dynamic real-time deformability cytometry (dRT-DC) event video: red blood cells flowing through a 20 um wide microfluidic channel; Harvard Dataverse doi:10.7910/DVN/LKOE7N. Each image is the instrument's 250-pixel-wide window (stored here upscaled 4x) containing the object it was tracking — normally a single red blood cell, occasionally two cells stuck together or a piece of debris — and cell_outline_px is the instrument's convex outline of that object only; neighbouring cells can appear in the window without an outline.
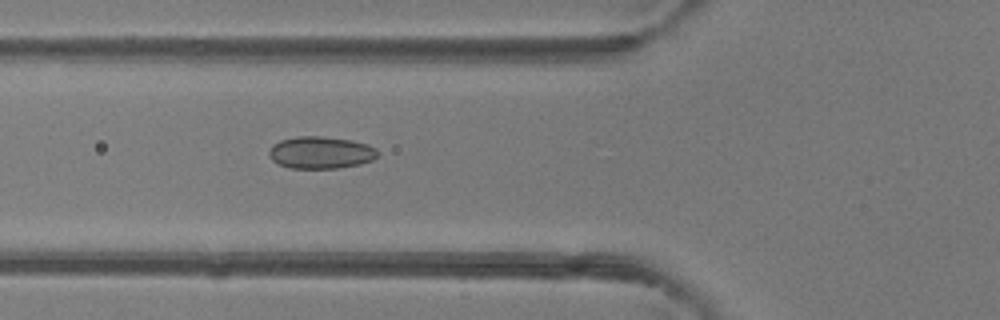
{"species": "common noctule bat (a hibernating species)", "species_latin": "Nyctalus noctula", "temperature_condition": "room temperature", "stored_images_in_passage": 45, "camera_frame_rate_fps": 3000, "um_per_image_px": 0.085, "animal": {"sex": "female"}, "frame": {"image": 1, "passage_image": 18, "time_ms": 5.667, "image_size_px": [1000, 320], "cell_outline_px": [[380, 152], [372, 160], [360, 164], [340, 168], [288, 168], [272, 160], [268, 156], [268, 152], [272, 144], [280, 140], [296, 136], [320, 136], [352, 140], [368, 144], [376, 148]], "centroid_in_image_um": [27.26, 12.96], "position_along_channel_um": 98.5, "area_um2": 20.58}}
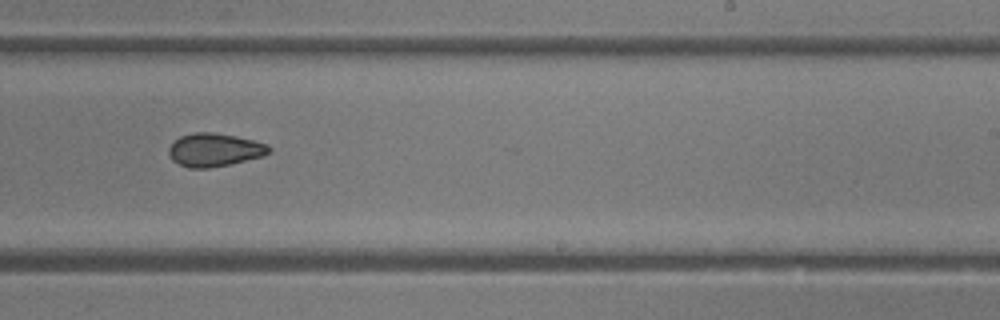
{"frame": {"image": 2, "passage_image": 30, "time_ms": 9.667, "image_size_px": [1000, 320], "cell_outline_px": [[272, 148], [264, 156], [228, 164], [208, 168], [188, 168], [172, 160], [168, 152], [168, 148], [180, 136], [196, 132], [212, 132], [236, 136], [268, 144]], "centroid_in_image_um": [18.23, 12.73], "position_along_channel_um": 270.8, "area_um2": 19.25}}
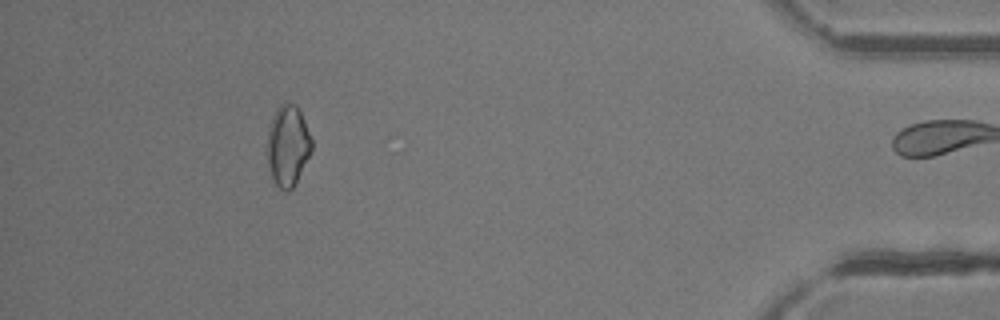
{"frame": {"image": 3, "passage_image": 44, "time_ms": 14.333, "image_size_px": [1000, 320], "cell_outline_px": [[312, 152], [296, 184], [288, 192], [284, 192], [272, 180], [268, 168], [268, 128], [272, 116], [276, 108], [280, 104], [296, 104], [300, 108], [312, 140]], "centroid_in_image_um": [24.48, 12.4], "position_along_channel_um": 410.7, "area_um2": 21.33}, "authors_computed_cell_mechanics": {"area_um2": 20.0566, "velocity_mm_per_s": 4.2985, "shape_relaxation_time_tau1_ms": 10.4685, "shape_relaxation_time_tau2_ms": 4.1073, "deformation_change_tau1": 0.1185, "deformation_change_tau2": 0.0757}}